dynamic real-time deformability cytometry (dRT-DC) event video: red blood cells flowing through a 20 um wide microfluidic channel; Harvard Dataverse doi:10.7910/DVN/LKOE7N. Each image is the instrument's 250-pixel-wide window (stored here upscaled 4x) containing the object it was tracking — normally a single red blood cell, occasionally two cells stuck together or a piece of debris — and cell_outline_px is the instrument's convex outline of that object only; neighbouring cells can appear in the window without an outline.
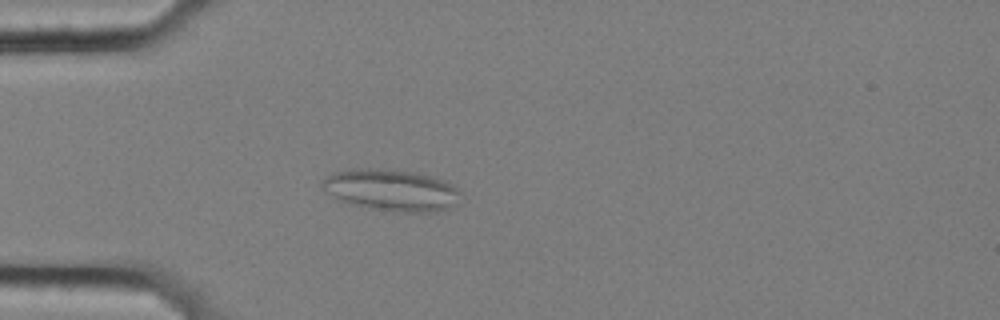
{"species": "common noctule bat (a hibernating species)", "species_latin": "Nyctalus noctula", "temperature_condition": "cold", "stored_images_in_passage": 43, "camera_frame_rate_fps": 3000, "um_per_image_px": 0.085, "animal": {"sex": "female", "body_mass_g": 25.1}, "frame": {"image": 1, "passage_image": 2, "time_ms": 0.333, "image_size_px": [1000, 320], "cell_outline_px": [[460, 192], [456, 204], [452, 208], [436, 212], [404, 212], [372, 208], [348, 204], [332, 196], [320, 184], [328, 176], [336, 172], [352, 168], [368, 168], [416, 172], [444, 180], [456, 188]], "centroid_in_image_um": [33.28, 16.16], "position_along_channel_um": 51.7, "area_um2": 33.29}}
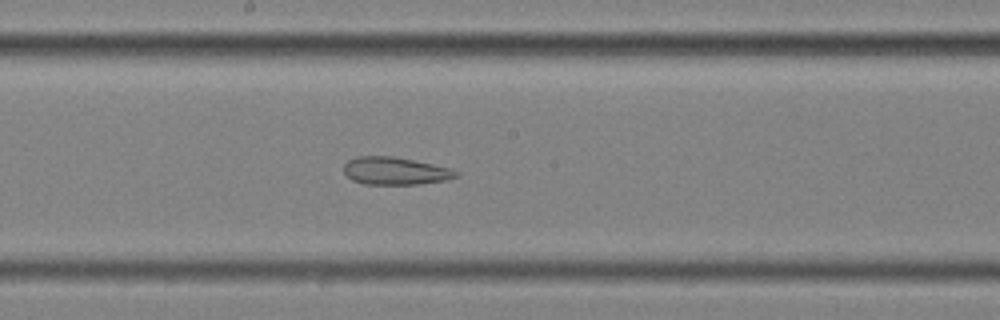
{"frame": {"image": 2, "passage_image": 17, "time_ms": 5.333, "image_size_px": [1000, 320], "cell_outline_px": [[456, 176], [448, 180], [420, 184], [364, 184], [352, 180], [344, 172], [344, 164], [348, 160], [356, 156], [392, 156], [452, 168], [456, 172]], "centroid_in_image_um": [33.57, 14.53], "position_along_channel_um": 214.6, "area_um2": 17.98}}
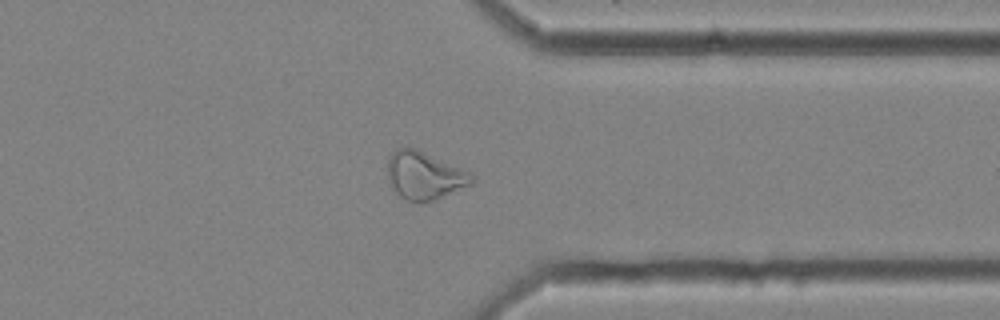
{"frame": {"image": 3, "passage_image": 31, "time_ms": 10.0, "image_size_px": [1000, 320], "cell_outline_px": [[472, 184], [424, 204], [420, 204], [408, 200], [400, 196], [396, 192], [388, 176], [388, 156], [396, 148], [416, 148], [472, 172]], "centroid_in_image_um": [36.09, 14.92], "position_along_channel_um": 375.3, "area_um2": 23.47}, "authors_computed_cell_mechanics": {"area_um2": 22.4264, "velocity_mm_per_s": 3.4837, "shape_relaxation_time_tau1_ms": null, "shape_relaxation_time_tau2_ms": 2.5497, "deformation_change_tau1": null, "deformation_change_tau2": 0.1097}}